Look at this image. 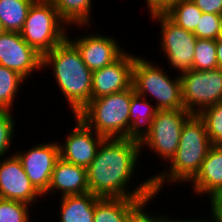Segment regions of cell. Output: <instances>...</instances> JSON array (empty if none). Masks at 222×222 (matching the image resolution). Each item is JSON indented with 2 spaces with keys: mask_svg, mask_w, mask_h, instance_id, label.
<instances>
[{
  "mask_svg": "<svg viewBox=\"0 0 222 222\" xmlns=\"http://www.w3.org/2000/svg\"><path fill=\"white\" fill-rule=\"evenodd\" d=\"M142 199L100 198L95 203L94 222H125L128 212Z\"/></svg>",
  "mask_w": 222,
  "mask_h": 222,
  "instance_id": "21",
  "label": "cell"
},
{
  "mask_svg": "<svg viewBox=\"0 0 222 222\" xmlns=\"http://www.w3.org/2000/svg\"><path fill=\"white\" fill-rule=\"evenodd\" d=\"M216 68H218L216 40L197 38L192 70L208 71Z\"/></svg>",
  "mask_w": 222,
  "mask_h": 222,
  "instance_id": "25",
  "label": "cell"
},
{
  "mask_svg": "<svg viewBox=\"0 0 222 222\" xmlns=\"http://www.w3.org/2000/svg\"><path fill=\"white\" fill-rule=\"evenodd\" d=\"M42 195L31 184L15 153L0 158V198L37 204Z\"/></svg>",
  "mask_w": 222,
  "mask_h": 222,
  "instance_id": "13",
  "label": "cell"
},
{
  "mask_svg": "<svg viewBox=\"0 0 222 222\" xmlns=\"http://www.w3.org/2000/svg\"><path fill=\"white\" fill-rule=\"evenodd\" d=\"M14 112L0 110V158L6 157L7 153H10L9 149L12 141L15 137V119L13 117ZM9 151V152H8Z\"/></svg>",
  "mask_w": 222,
  "mask_h": 222,
  "instance_id": "29",
  "label": "cell"
},
{
  "mask_svg": "<svg viewBox=\"0 0 222 222\" xmlns=\"http://www.w3.org/2000/svg\"><path fill=\"white\" fill-rule=\"evenodd\" d=\"M208 204L215 222H222V195L211 198Z\"/></svg>",
  "mask_w": 222,
  "mask_h": 222,
  "instance_id": "32",
  "label": "cell"
},
{
  "mask_svg": "<svg viewBox=\"0 0 222 222\" xmlns=\"http://www.w3.org/2000/svg\"><path fill=\"white\" fill-rule=\"evenodd\" d=\"M158 194L153 193L147 198L140 200L127 214L125 222H168V214H153L152 211H146L148 204L156 198ZM152 213V214H151Z\"/></svg>",
  "mask_w": 222,
  "mask_h": 222,
  "instance_id": "28",
  "label": "cell"
},
{
  "mask_svg": "<svg viewBox=\"0 0 222 222\" xmlns=\"http://www.w3.org/2000/svg\"><path fill=\"white\" fill-rule=\"evenodd\" d=\"M174 23L194 32L203 12L192 0H175L163 11Z\"/></svg>",
  "mask_w": 222,
  "mask_h": 222,
  "instance_id": "23",
  "label": "cell"
},
{
  "mask_svg": "<svg viewBox=\"0 0 222 222\" xmlns=\"http://www.w3.org/2000/svg\"><path fill=\"white\" fill-rule=\"evenodd\" d=\"M210 215H211V219L209 218V220L207 219V218H198V217H195L194 219H192V217L191 218H189L188 220L187 219H182V218H179L178 217V219H175V217H174V219H173V217L172 216H169L168 217V222H215V220H214V217L212 216V214L210 213Z\"/></svg>",
  "mask_w": 222,
  "mask_h": 222,
  "instance_id": "34",
  "label": "cell"
},
{
  "mask_svg": "<svg viewBox=\"0 0 222 222\" xmlns=\"http://www.w3.org/2000/svg\"><path fill=\"white\" fill-rule=\"evenodd\" d=\"M203 13L222 15V0H192Z\"/></svg>",
  "mask_w": 222,
  "mask_h": 222,
  "instance_id": "31",
  "label": "cell"
},
{
  "mask_svg": "<svg viewBox=\"0 0 222 222\" xmlns=\"http://www.w3.org/2000/svg\"><path fill=\"white\" fill-rule=\"evenodd\" d=\"M88 192L87 169L67 162L60 157L53 169L48 191L41 198H45L49 194L51 196L53 193H59L63 197Z\"/></svg>",
  "mask_w": 222,
  "mask_h": 222,
  "instance_id": "17",
  "label": "cell"
},
{
  "mask_svg": "<svg viewBox=\"0 0 222 222\" xmlns=\"http://www.w3.org/2000/svg\"><path fill=\"white\" fill-rule=\"evenodd\" d=\"M219 38H222V25H221V31H220V36Z\"/></svg>",
  "mask_w": 222,
  "mask_h": 222,
  "instance_id": "37",
  "label": "cell"
},
{
  "mask_svg": "<svg viewBox=\"0 0 222 222\" xmlns=\"http://www.w3.org/2000/svg\"><path fill=\"white\" fill-rule=\"evenodd\" d=\"M137 55L126 51L112 64L92 71V99L124 91L132 86Z\"/></svg>",
  "mask_w": 222,
  "mask_h": 222,
  "instance_id": "15",
  "label": "cell"
},
{
  "mask_svg": "<svg viewBox=\"0 0 222 222\" xmlns=\"http://www.w3.org/2000/svg\"><path fill=\"white\" fill-rule=\"evenodd\" d=\"M184 109L199 114L203 109L222 102V69L190 70L180 75Z\"/></svg>",
  "mask_w": 222,
  "mask_h": 222,
  "instance_id": "9",
  "label": "cell"
},
{
  "mask_svg": "<svg viewBox=\"0 0 222 222\" xmlns=\"http://www.w3.org/2000/svg\"><path fill=\"white\" fill-rule=\"evenodd\" d=\"M42 62L43 55L28 45L20 32L5 31L0 35V65L16 71L30 81L33 73L44 71Z\"/></svg>",
  "mask_w": 222,
  "mask_h": 222,
  "instance_id": "11",
  "label": "cell"
},
{
  "mask_svg": "<svg viewBox=\"0 0 222 222\" xmlns=\"http://www.w3.org/2000/svg\"><path fill=\"white\" fill-rule=\"evenodd\" d=\"M148 13L164 11L175 0H145Z\"/></svg>",
  "mask_w": 222,
  "mask_h": 222,
  "instance_id": "33",
  "label": "cell"
},
{
  "mask_svg": "<svg viewBox=\"0 0 222 222\" xmlns=\"http://www.w3.org/2000/svg\"><path fill=\"white\" fill-rule=\"evenodd\" d=\"M23 76L9 68L0 65V110L14 112V101L17 98L21 84L26 83Z\"/></svg>",
  "mask_w": 222,
  "mask_h": 222,
  "instance_id": "24",
  "label": "cell"
},
{
  "mask_svg": "<svg viewBox=\"0 0 222 222\" xmlns=\"http://www.w3.org/2000/svg\"><path fill=\"white\" fill-rule=\"evenodd\" d=\"M20 159L31 184L43 196L47 191L51 175L60 158L59 141L33 145L30 149L14 152Z\"/></svg>",
  "mask_w": 222,
  "mask_h": 222,
  "instance_id": "10",
  "label": "cell"
},
{
  "mask_svg": "<svg viewBox=\"0 0 222 222\" xmlns=\"http://www.w3.org/2000/svg\"><path fill=\"white\" fill-rule=\"evenodd\" d=\"M35 0H0V23L5 31L20 32Z\"/></svg>",
  "mask_w": 222,
  "mask_h": 222,
  "instance_id": "22",
  "label": "cell"
},
{
  "mask_svg": "<svg viewBox=\"0 0 222 222\" xmlns=\"http://www.w3.org/2000/svg\"><path fill=\"white\" fill-rule=\"evenodd\" d=\"M164 68L147 57L136 56L132 81L135 92L147 99L151 97L150 100H154L157 109H184L180 75L171 78L173 76L168 75V70Z\"/></svg>",
  "mask_w": 222,
  "mask_h": 222,
  "instance_id": "5",
  "label": "cell"
},
{
  "mask_svg": "<svg viewBox=\"0 0 222 222\" xmlns=\"http://www.w3.org/2000/svg\"><path fill=\"white\" fill-rule=\"evenodd\" d=\"M31 209L29 204L0 198V222H32Z\"/></svg>",
  "mask_w": 222,
  "mask_h": 222,
  "instance_id": "27",
  "label": "cell"
},
{
  "mask_svg": "<svg viewBox=\"0 0 222 222\" xmlns=\"http://www.w3.org/2000/svg\"><path fill=\"white\" fill-rule=\"evenodd\" d=\"M140 156V142L128 138H104L86 168L89 192L99 198L144 199L153 194L151 175L137 186L131 183L140 166ZM130 184L135 186L134 189Z\"/></svg>",
  "mask_w": 222,
  "mask_h": 222,
  "instance_id": "1",
  "label": "cell"
},
{
  "mask_svg": "<svg viewBox=\"0 0 222 222\" xmlns=\"http://www.w3.org/2000/svg\"><path fill=\"white\" fill-rule=\"evenodd\" d=\"M73 117L75 124L70 127L64 142L61 144L59 142L60 157L67 162L87 168L95 158L104 137L89 128L79 117L74 115Z\"/></svg>",
  "mask_w": 222,
  "mask_h": 222,
  "instance_id": "12",
  "label": "cell"
},
{
  "mask_svg": "<svg viewBox=\"0 0 222 222\" xmlns=\"http://www.w3.org/2000/svg\"><path fill=\"white\" fill-rule=\"evenodd\" d=\"M69 28L52 0H35L20 34L28 45L44 55L67 38Z\"/></svg>",
  "mask_w": 222,
  "mask_h": 222,
  "instance_id": "6",
  "label": "cell"
},
{
  "mask_svg": "<svg viewBox=\"0 0 222 222\" xmlns=\"http://www.w3.org/2000/svg\"><path fill=\"white\" fill-rule=\"evenodd\" d=\"M93 0H52L60 18L68 25L79 29L91 26ZM87 26V27H86ZM83 27V28H82Z\"/></svg>",
  "mask_w": 222,
  "mask_h": 222,
  "instance_id": "20",
  "label": "cell"
},
{
  "mask_svg": "<svg viewBox=\"0 0 222 222\" xmlns=\"http://www.w3.org/2000/svg\"><path fill=\"white\" fill-rule=\"evenodd\" d=\"M198 116L204 121L212 145H222V102L203 109Z\"/></svg>",
  "mask_w": 222,
  "mask_h": 222,
  "instance_id": "26",
  "label": "cell"
},
{
  "mask_svg": "<svg viewBox=\"0 0 222 222\" xmlns=\"http://www.w3.org/2000/svg\"><path fill=\"white\" fill-rule=\"evenodd\" d=\"M4 32H5V30H4L3 26H2V24L0 23V35H1L2 33H4Z\"/></svg>",
  "mask_w": 222,
  "mask_h": 222,
  "instance_id": "36",
  "label": "cell"
},
{
  "mask_svg": "<svg viewBox=\"0 0 222 222\" xmlns=\"http://www.w3.org/2000/svg\"><path fill=\"white\" fill-rule=\"evenodd\" d=\"M42 68L52 69L59 92L74 116L91 101L92 71L68 38L43 55Z\"/></svg>",
  "mask_w": 222,
  "mask_h": 222,
  "instance_id": "2",
  "label": "cell"
},
{
  "mask_svg": "<svg viewBox=\"0 0 222 222\" xmlns=\"http://www.w3.org/2000/svg\"><path fill=\"white\" fill-rule=\"evenodd\" d=\"M216 51L218 68L222 69V38L216 40Z\"/></svg>",
  "mask_w": 222,
  "mask_h": 222,
  "instance_id": "35",
  "label": "cell"
},
{
  "mask_svg": "<svg viewBox=\"0 0 222 222\" xmlns=\"http://www.w3.org/2000/svg\"><path fill=\"white\" fill-rule=\"evenodd\" d=\"M79 37V38H78ZM67 38L77 47L83 62L91 71L102 69L116 61L125 51L112 36L93 32L91 34Z\"/></svg>",
  "mask_w": 222,
  "mask_h": 222,
  "instance_id": "14",
  "label": "cell"
},
{
  "mask_svg": "<svg viewBox=\"0 0 222 222\" xmlns=\"http://www.w3.org/2000/svg\"><path fill=\"white\" fill-rule=\"evenodd\" d=\"M191 115L185 109H158L150 132L140 142L141 152L148 147L153 155L168 164L179 146L183 124Z\"/></svg>",
  "mask_w": 222,
  "mask_h": 222,
  "instance_id": "8",
  "label": "cell"
},
{
  "mask_svg": "<svg viewBox=\"0 0 222 222\" xmlns=\"http://www.w3.org/2000/svg\"><path fill=\"white\" fill-rule=\"evenodd\" d=\"M211 146L204 121L192 114L183 124L179 146L166 165L168 167L151 176L154 192L160 194L166 183L172 186L189 184L199 172Z\"/></svg>",
  "mask_w": 222,
  "mask_h": 222,
  "instance_id": "3",
  "label": "cell"
},
{
  "mask_svg": "<svg viewBox=\"0 0 222 222\" xmlns=\"http://www.w3.org/2000/svg\"><path fill=\"white\" fill-rule=\"evenodd\" d=\"M60 199L58 222H94L95 203L99 197L88 192L68 195Z\"/></svg>",
  "mask_w": 222,
  "mask_h": 222,
  "instance_id": "18",
  "label": "cell"
},
{
  "mask_svg": "<svg viewBox=\"0 0 222 222\" xmlns=\"http://www.w3.org/2000/svg\"><path fill=\"white\" fill-rule=\"evenodd\" d=\"M157 110L153 102L135 93L130 103L128 139L141 142L150 132Z\"/></svg>",
  "mask_w": 222,
  "mask_h": 222,
  "instance_id": "19",
  "label": "cell"
},
{
  "mask_svg": "<svg viewBox=\"0 0 222 222\" xmlns=\"http://www.w3.org/2000/svg\"><path fill=\"white\" fill-rule=\"evenodd\" d=\"M134 86L91 101L76 115L104 138H128L131 97Z\"/></svg>",
  "mask_w": 222,
  "mask_h": 222,
  "instance_id": "4",
  "label": "cell"
},
{
  "mask_svg": "<svg viewBox=\"0 0 222 222\" xmlns=\"http://www.w3.org/2000/svg\"><path fill=\"white\" fill-rule=\"evenodd\" d=\"M189 183L193 194L207 196V201L222 195V145L210 147L199 172Z\"/></svg>",
  "mask_w": 222,
  "mask_h": 222,
  "instance_id": "16",
  "label": "cell"
},
{
  "mask_svg": "<svg viewBox=\"0 0 222 222\" xmlns=\"http://www.w3.org/2000/svg\"><path fill=\"white\" fill-rule=\"evenodd\" d=\"M151 21L160 25V50L164 53L168 68L181 75L192 69L195 54L196 36L174 23L163 11L149 13ZM156 20V21H155Z\"/></svg>",
  "mask_w": 222,
  "mask_h": 222,
  "instance_id": "7",
  "label": "cell"
},
{
  "mask_svg": "<svg viewBox=\"0 0 222 222\" xmlns=\"http://www.w3.org/2000/svg\"><path fill=\"white\" fill-rule=\"evenodd\" d=\"M222 15L203 13L193 34L198 39L217 40L220 36Z\"/></svg>",
  "mask_w": 222,
  "mask_h": 222,
  "instance_id": "30",
  "label": "cell"
}]
</instances>
